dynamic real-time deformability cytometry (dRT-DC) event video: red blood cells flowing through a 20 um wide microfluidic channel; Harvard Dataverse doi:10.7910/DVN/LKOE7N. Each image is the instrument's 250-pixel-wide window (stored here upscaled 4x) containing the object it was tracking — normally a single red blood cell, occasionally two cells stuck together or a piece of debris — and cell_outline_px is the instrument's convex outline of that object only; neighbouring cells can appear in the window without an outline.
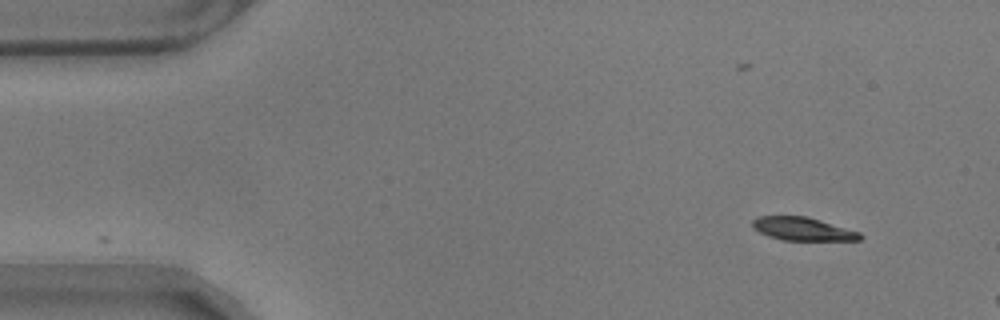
{"species": "common noctule bat (a hibernating species)", "species_latin": "Nyctalus noctula", "temperature_condition": "warm", "stored_images_in_passage": 7, "camera_frame_rate_fps": 3000, "um_per_image_px": 0.085, "animal": {"sex": "male", "body_mass_g": 17.9}, "frame": {"image": 1, "passage_image": 1, "time_ms": 0.0, "image_size_px": [1000, 320], "cell_outline_px": [[864, 236], [860, 240], [784, 240], [768, 236], [752, 228], [752, 220], [756, 216], [808, 216], [860, 232]], "centroid_in_image_um": [68.22, 19.45], "position_along_channel_um": 16.8, "area_um2": 14.62}}